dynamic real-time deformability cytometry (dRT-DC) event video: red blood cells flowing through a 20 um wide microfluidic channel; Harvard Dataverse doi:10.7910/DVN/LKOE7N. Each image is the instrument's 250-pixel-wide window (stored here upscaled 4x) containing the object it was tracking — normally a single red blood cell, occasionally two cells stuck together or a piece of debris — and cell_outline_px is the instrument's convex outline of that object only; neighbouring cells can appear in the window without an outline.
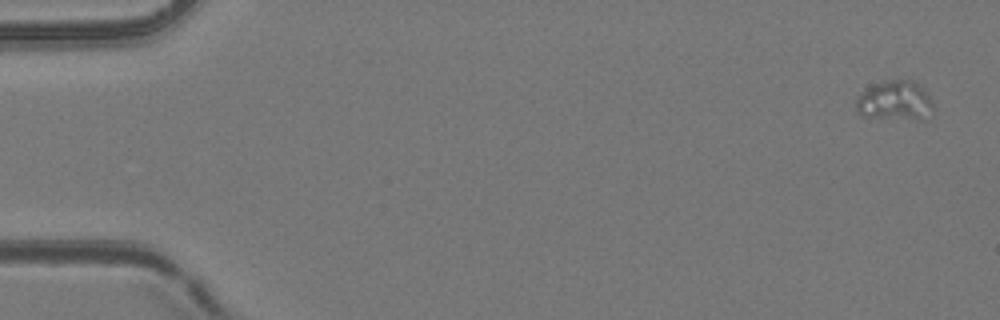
{"species": "common noctule bat (a hibernating species)", "species_latin": "Nyctalus noctula", "temperature_condition": "room temperature", "stored_images_in_passage": 7, "camera_frame_rate_fps": 3000, "um_per_image_px": 0.085, "animal": {"sex": "female", "body_mass_g": 24.6, "forearm_length_mm": 56.2}, "frame": {"image": 1, "passage_image": 1, "time_ms": 0.0, "image_size_px": [1000, 320], "cell_outline_px": [[932, 116], [928, 120], [916, 120], [860, 116], [856, 108], [856, 96], [864, 88], [872, 84], [884, 80], [912, 80], [924, 88], [932, 100]], "centroid_in_image_um": [76.07, 8.57], "position_along_channel_um": 8.9, "area_um2": 18.5}}
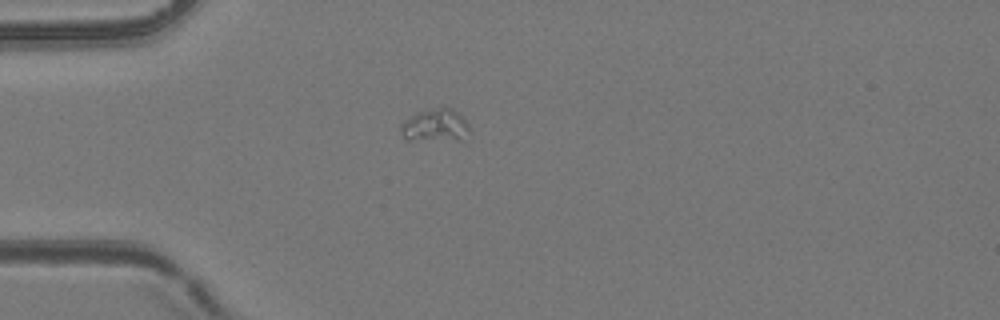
{"frame": {"image": 2, "passage_image": 5, "time_ms": 1.333, "image_size_px": [1000, 320], "cell_outline_px": [[472, 132], [460, 140], [408, 140], [400, 132], [400, 124], [404, 120], [416, 112], [432, 108], [452, 108], [460, 112], [468, 124]], "centroid_in_image_um": [37.02, 10.66], "position_along_channel_um": 48.0, "area_um2": 13.47}}